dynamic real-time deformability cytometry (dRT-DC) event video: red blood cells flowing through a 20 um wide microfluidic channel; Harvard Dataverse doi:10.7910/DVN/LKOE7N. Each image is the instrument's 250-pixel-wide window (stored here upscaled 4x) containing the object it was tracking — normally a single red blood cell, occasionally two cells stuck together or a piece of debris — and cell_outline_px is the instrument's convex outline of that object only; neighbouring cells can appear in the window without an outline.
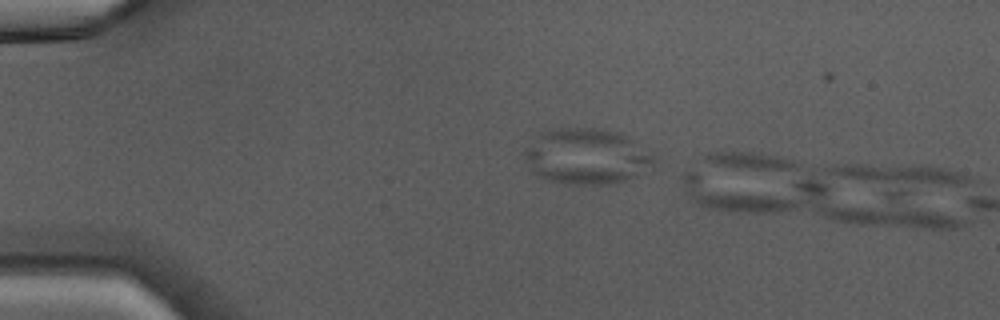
{"species": "Egyptian fruit bat (a non-hibernating species)", "species_latin": "Rousettus aegyptiacus", "temperature_condition": "warm", "stored_images_in_passage": 3, "camera_frame_rate_fps": 3000, "um_per_image_px": 0.085, "animal": {"sex": "male"}, "frame": {"image": 1, "passage_image": 1, "time_ms": 0.0, "image_size_px": [1000, 320], "cell_outline_px": [[656, 160], [632, 176], [624, 180], [600, 184], [568, 184], [548, 180], [536, 176], [528, 168], [524, 152], [548, 128], [596, 128], [616, 132], [628, 136], [652, 156]], "centroid_in_image_um": [49.78, 13.28], "position_along_channel_um": 35.2, "area_um2": 40.86}}